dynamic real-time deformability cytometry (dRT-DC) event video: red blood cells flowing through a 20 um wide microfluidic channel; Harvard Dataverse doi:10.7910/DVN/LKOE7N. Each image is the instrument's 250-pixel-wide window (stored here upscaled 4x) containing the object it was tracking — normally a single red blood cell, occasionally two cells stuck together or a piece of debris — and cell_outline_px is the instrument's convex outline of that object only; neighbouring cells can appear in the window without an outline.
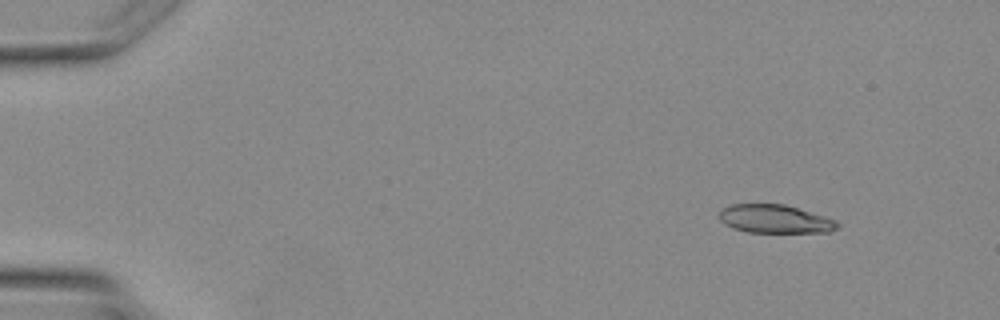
{"species": "Egyptian fruit bat (a non-hibernating species)", "species_latin": "Rousettus aegyptiacus", "temperature_condition": "warm", "stored_images_in_passage": 4, "camera_frame_rate_fps": 3000, "um_per_image_px": 0.085, "animal": {"sex": "female"}, "frame": {"image": 1, "passage_image": 1, "time_ms": 0.0, "image_size_px": [1000, 320], "cell_outline_px": [[840, 228], [828, 232], [748, 232], [732, 228], [724, 224], [720, 220], [720, 208], [732, 204], [784, 204], [824, 216], [836, 220], [840, 224]], "centroid_in_image_um": [65.87, 18.61], "position_along_channel_um": 19.1, "area_um2": 19.59}}
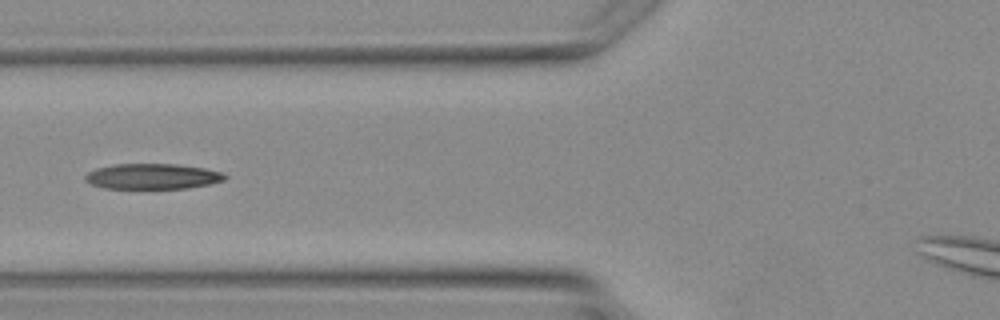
{"frame": {"image": 2, "passage_image": 4, "time_ms": 4.0, "image_size_px": [1000, 320], "cell_outline_px": [[228, 176], [224, 180], [208, 184], [188, 188], [104, 188], [92, 184], [84, 180], [84, 176], [88, 172], [96, 168], [116, 164], [176, 164], [204, 168], [220, 172]], "centroid_in_image_um": [12.94, 14.99], "position_along_channel_um": 112.9, "area_um2": 20.58}}